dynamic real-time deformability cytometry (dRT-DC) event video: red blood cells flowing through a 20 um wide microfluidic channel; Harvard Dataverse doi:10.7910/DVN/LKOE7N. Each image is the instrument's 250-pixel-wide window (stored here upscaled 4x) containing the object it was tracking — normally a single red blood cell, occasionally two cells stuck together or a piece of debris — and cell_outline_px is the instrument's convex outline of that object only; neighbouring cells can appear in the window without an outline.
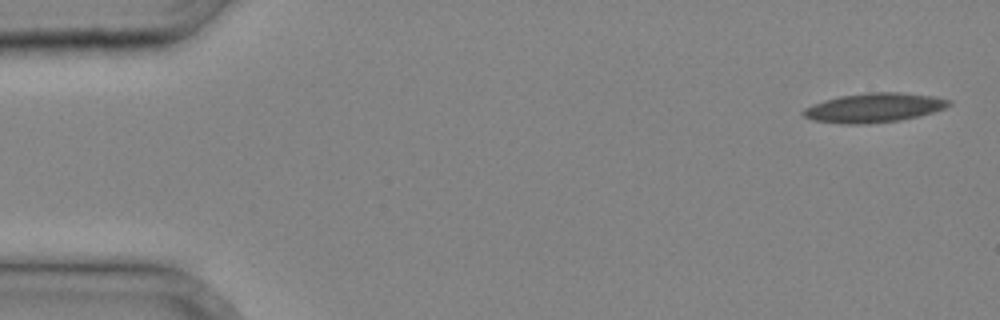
{"species": "common noctule bat (a hibernating species)", "species_latin": "Nyctalus noctula", "temperature_condition": "cold", "stored_images_in_passage": 41, "camera_frame_rate_fps": 3000, "um_per_image_px": 0.085, "animal": {"sex": "male", "body_mass_g": 20.4}, "frame": {"image": 1, "passage_image": 1, "time_ms": 0.0, "image_size_px": [1000, 320], "cell_outline_px": [[952, 104], [944, 108], [920, 116], [900, 120], [868, 124], [840, 124], [812, 120], [804, 116], [800, 112], [804, 108], [812, 104], [824, 100], [840, 96], [868, 92], [900, 92], [932, 96], [952, 100]], "centroid_in_image_um": [74.27, 9.16], "position_along_channel_um": 10.7, "area_um2": 25.03}}